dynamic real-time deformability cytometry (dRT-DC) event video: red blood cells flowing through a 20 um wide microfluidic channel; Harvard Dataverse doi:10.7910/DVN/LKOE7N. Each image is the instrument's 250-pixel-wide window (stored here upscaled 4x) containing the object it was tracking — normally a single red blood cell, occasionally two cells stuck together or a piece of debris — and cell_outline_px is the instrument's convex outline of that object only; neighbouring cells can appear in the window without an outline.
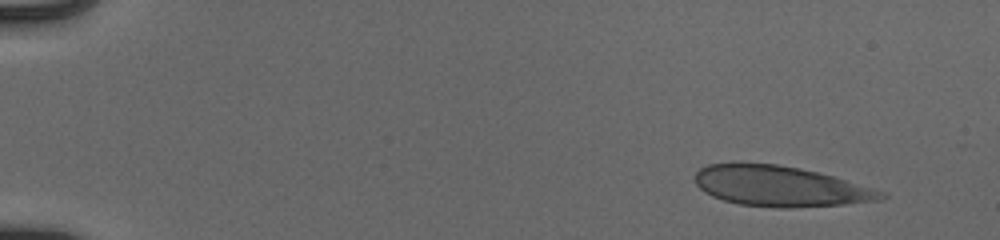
{"species": "human", "species_latin": "Homo sapiens", "temperature_condition": "cold", "stored_images_in_passage": 49, "camera_frame_rate_fps": 3000, "um_per_image_px": 0.085, "donor": {"sex": "male"}, "frame": {"image": 1, "passage_image": 1, "time_ms": 0.0, "image_size_px": [1000, 240], "cell_outline_px": [[888, 196], [880, 200], [844, 204], [788, 208], [776, 208], [740, 204], [724, 200], [712, 196], [704, 192], [696, 184], [692, 176], [700, 168], [708, 164], [776, 164], [800, 168], [832, 176], [872, 188], [884, 192]], "centroid_in_image_um": [66.28, 15.84], "position_along_channel_um": 18.7, "area_um2": 43.41}}
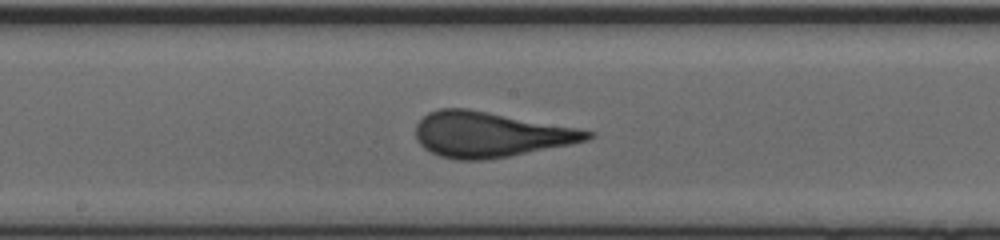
{"frame": {"image": 2, "passage_image": 26, "time_ms": 8.333, "image_size_px": [1000, 240], "cell_outline_px": [[596, 132], [588, 140], [508, 156], [484, 160], [456, 160], [440, 156], [424, 148], [416, 140], [416, 124], [428, 112], [440, 108], [468, 108], [576, 128]], "centroid_in_image_um": [41.61, 11.42], "position_along_channel_um": 206.6, "area_um2": 44.85}}
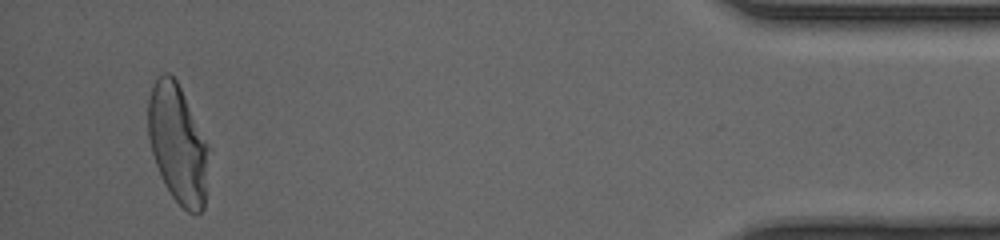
{"frame": {"image": 3, "passage_image": 47, "time_ms": 15.333, "image_size_px": [1000, 240], "cell_outline_px": [[212, 148], [204, 208], [200, 212], [188, 212], [172, 196], [164, 184], [160, 176], [152, 152], [148, 136], [148, 100], [152, 84], [156, 76], [164, 72], [168, 72], [176, 80]], "centroid_in_image_um": [15.15, 12.22], "position_along_channel_um": 420.1, "area_um2": 42.77}, "authors_computed_cell_mechanics": {"area_um2": 44.0436, "velocity_mm_per_s": 3.9421, "shape_relaxation_time_tau1_ms": 4.8854, "shape_relaxation_time_tau2_ms": null, "deformation_change_tau1": 0.1935, "deformation_change_tau2": null}}